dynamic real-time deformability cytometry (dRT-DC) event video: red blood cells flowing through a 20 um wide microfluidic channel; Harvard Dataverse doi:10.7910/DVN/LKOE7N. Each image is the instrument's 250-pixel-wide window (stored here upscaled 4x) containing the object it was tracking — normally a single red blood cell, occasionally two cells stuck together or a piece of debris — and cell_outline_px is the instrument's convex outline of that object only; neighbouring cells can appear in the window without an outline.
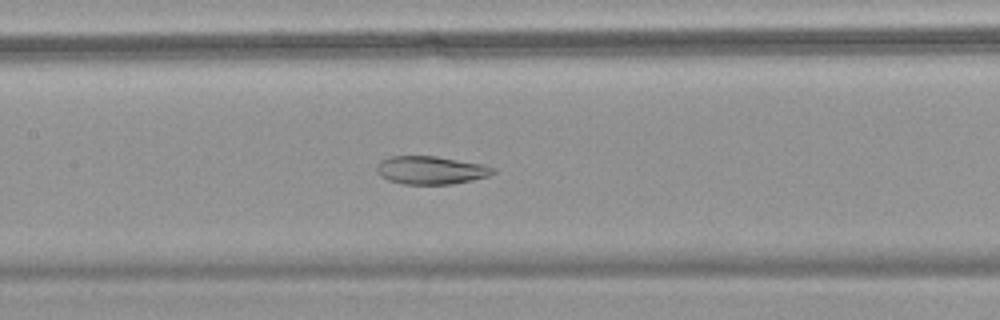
{"species": "common noctule bat (a hibernating species)", "species_latin": "Nyctalus noctula", "temperature_condition": "warm", "stored_images_in_passage": 50, "camera_frame_rate_fps": 3000, "um_per_image_px": 0.085, "animal": {"sex": "female", "body_mass_g": 18.4}, "frame": {"image": 1, "passage_image": 21, "time_ms": 6.667, "image_size_px": [1000, 320], "cell_outline_px": [[496, 172], [488, 176], [472, 180], [452, 184], [404, 184], [388, 180], [380, 176], [376, 168], [380, 160], [392, 156], [436, 156], [484, 164], [496, 168]], "centroid_in_image_um": [36.65, 14.46], "position_along_channel_um": 170.8, "area_um2": 19.13}}
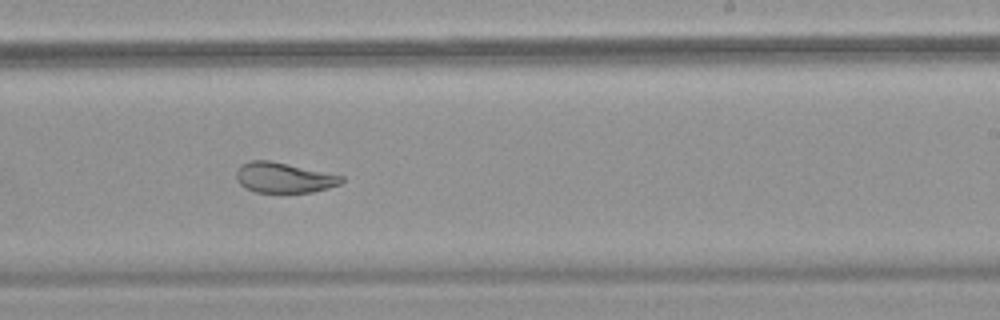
{"frame": {"image": 2, "passage_image": 29, "time_ms": 9.333, "image_size_px": [1000, 320], "cell_outline_px": [[344, 180], [340, 184], [328, 188], [312, 192], [256, 192], [244, 188], [236, 180], [236, 172], [244, 164], [252, 160], [268, 160], [344, 176]], "centroid_in_image_um": [24.13, 15.11], "position_along_channel_um": 264.9, "area_um2": 18.32}}
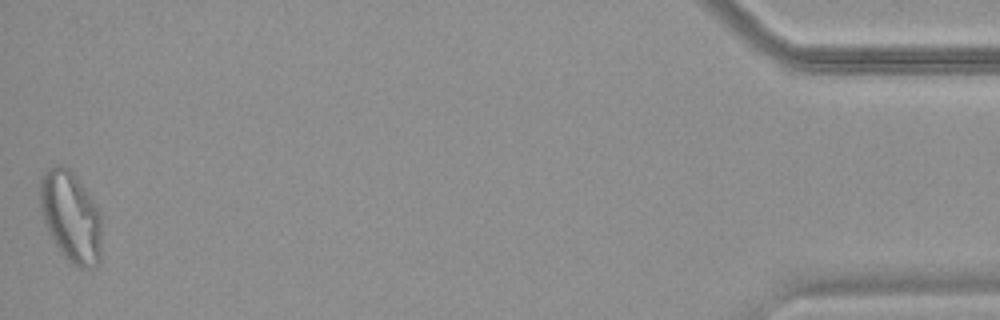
{"frame": {"image": 3, "passage_image": 50, "time_ms": 16.333, "image_size_px": [1000, 320], "cell_outline_px": [[100, 260], [96, 268], [80, 268], [72, 264], [60, 252], [48, 232], [40, 208], [40, 176], [48, 168], [60, 164], [64, 164], [72, 172], [96, 204], [100, 212]], "centroid_in_image_um": [6.01, 18.42], "position_along_channel_um": 429.2, "area_um2": 32.66}, "authors_computed_cell_mechanics": {"area_um2": 23.8425, "velocity_mm_per_s": 3.5472, "shape_relaxation_time_tau1_ms": null, "shape_relaxation_time_tau2_ms": 2.09, "deformation_change_tau1": null, "deformation_change_tau2": 0.0727}}